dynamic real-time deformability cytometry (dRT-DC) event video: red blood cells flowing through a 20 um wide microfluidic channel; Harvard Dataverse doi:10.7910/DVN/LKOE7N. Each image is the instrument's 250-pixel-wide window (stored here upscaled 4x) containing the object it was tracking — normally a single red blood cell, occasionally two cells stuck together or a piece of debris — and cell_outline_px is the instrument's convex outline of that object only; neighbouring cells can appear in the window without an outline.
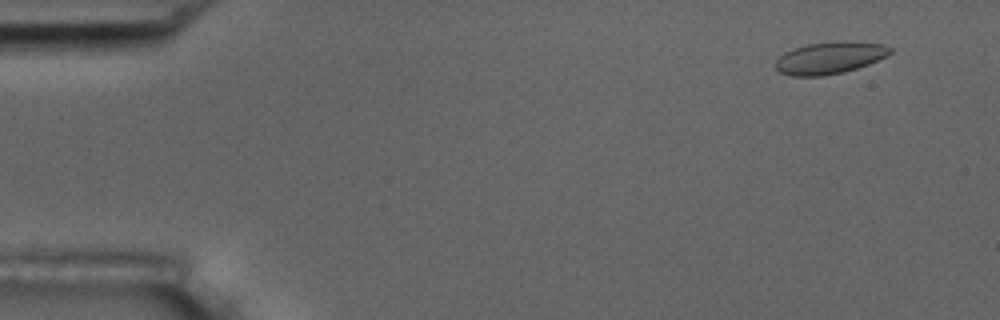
{"species": "common noctule bat (a hibernating species)", "species_latin": "Nyctalus noctula", "temperature_condition": "room temperature", "stored_images_in_passage": 52, "camera_frame_rate_fps": 3000, "um_per_image_px": 0.085, "animal": {"sex": "male", "body_mass_g": 17.5, "forearm_length_mm": 52.3}, "frame": {"image": 1, "passage_image": 4, "time_ms": 1.0, "image_size_px": [1000, 320], "cell_outline_px": [[892, 52], [868, 64], [844, 72], [820, 76], [792, 76], [780, 72], [776, 68], [776, 60], [784, 52], [792, 48], [808, 44], [836, 40], [856, 40], [880, 44], [892, 48]], "centroid_in_image_um": [70.51, 4.89], "position_along_channel_um": 14.5, "area_um2": 21.5}}
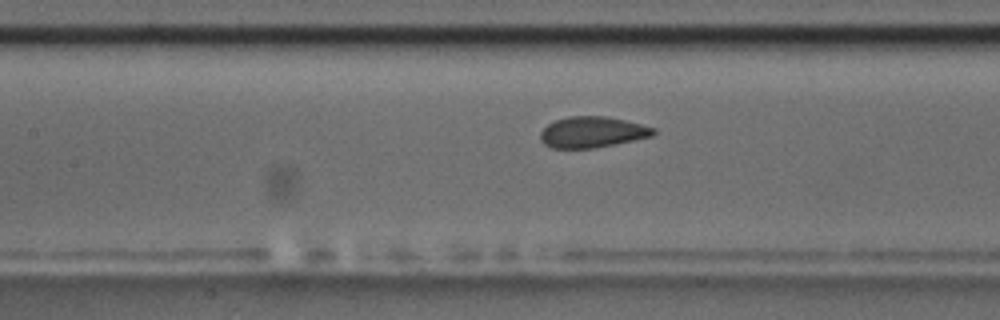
{"frame": {"image": 2, "passage_image": 25, "time_ms": 8.0, "image_size_px": [1000, 320], "cell_outline_px": [[656, 132], [652, 136], [616, 144], [592, 148], [552, 148], [544, 144], [540, 140], [540, 132], [548, 124], [556, 120], [568, 116], [604, 116], [624, 120], [656, 128]], "centroid_in_image_um": [50.33, 11.23], "position_along_channel_um": 157.1, "area_um2": 20.35}}
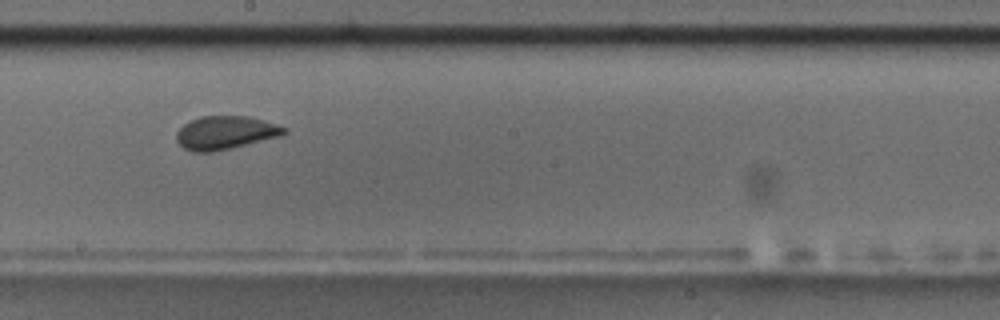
{"frame": {"image": 3, "passage_image": 31, "time_ms": 10.0, "image_size_px": [1000, 320], "cell_outline_px": [[288, 132], [280, 136], [212, 152], [192, 152], [184, 148], [176, 140], [176, 132], [184, 124], [200, 116], [248, 116], [264, 120], [288, 128]], "centroid_in_image_um": [19.16, 11.27], "position_along_channel_um": 229.0, "area_um2": 20.81}}